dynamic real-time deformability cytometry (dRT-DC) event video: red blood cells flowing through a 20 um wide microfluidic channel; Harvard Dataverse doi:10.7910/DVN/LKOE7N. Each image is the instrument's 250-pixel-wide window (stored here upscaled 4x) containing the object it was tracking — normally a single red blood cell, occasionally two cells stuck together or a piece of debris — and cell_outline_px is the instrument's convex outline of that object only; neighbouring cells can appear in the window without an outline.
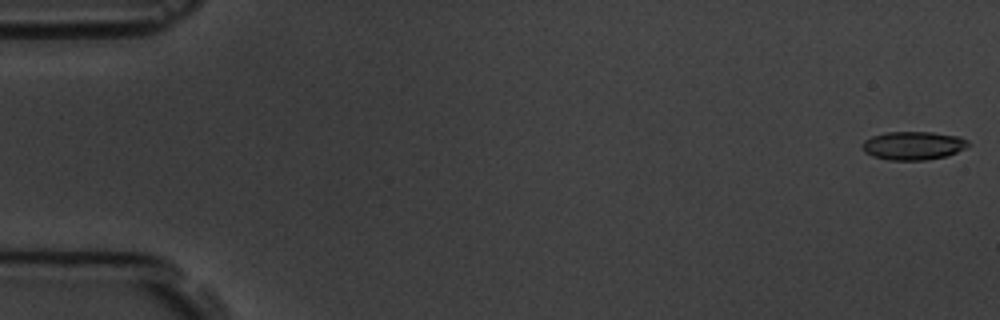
{"species": "common noctule bat (a hibernating species)", "species_latin": "Nyctalus noctula", "temperature_condition": "room temperature", "stored_images_in_passage": 5, "camera_frame_rate_fps": 3000, "um_per_image_px": 0.085, "animal": {"sex": "male", "body_mass_g": 19.5, "forearm_length_mm": 54.6}, "frame": {"image": 1, "passage_image": 1, "time_ms": 0.0, "image_size_px": [1000, 320], "cell_outline_px": [[968, 144], [964, 148], [956, 152], [944, 156], [928, 160], [888, 160], [872, 156], [864, 152], [860, 144], [864, 140], [872, 136], [884, 132], [932, 132], [960, 136], [968, 140]], "centroid_in_image_um": [77.57, 12.37], "position_along_channel_um": 7.4, "area_um2": 17.63}}
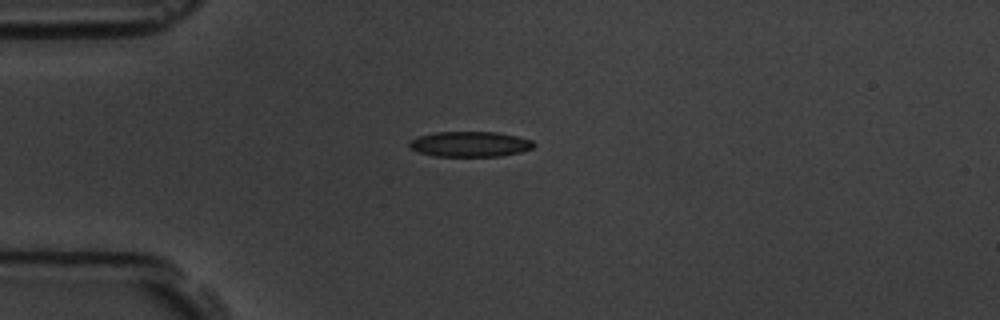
{"frame": {"image": 2, "passage_image": 5, "time_ms": 4.667, "image_size_px": [1000, 320], "cell_outline_px": [[536, 144], [532, 148], [520, 152], [500, 156], [432, 156], [420, 152], [412, 148], [408, 144], [408, 140], [420, 136], [436, 132], [496, 132], [516, 136], [532, 140]], "centroid_in_image_um": [39.95, 12.25], "position_along_channel_um": 45.1, "area_um2": 18.26}}